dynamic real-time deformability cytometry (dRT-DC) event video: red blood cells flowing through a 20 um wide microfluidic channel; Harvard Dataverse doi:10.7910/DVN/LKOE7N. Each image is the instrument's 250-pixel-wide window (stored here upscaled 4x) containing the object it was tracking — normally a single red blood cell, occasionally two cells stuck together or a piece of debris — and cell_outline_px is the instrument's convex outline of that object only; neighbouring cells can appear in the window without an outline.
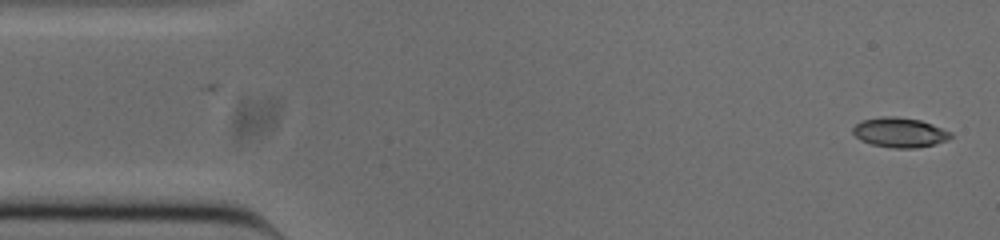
{"species": "common noctule bat (a hibernating species)", "species_latin": "Nyctalus noctula", "temperature_condition": "cold", "stored_images_in_passage": 49, "camera_frame_rate_fps": 3000, "um_per_image_px": 0.085, "animal": {"sex": "male", "body_mass_g": 20.0, "forearm_length_mm": 53.3}, "frame": {"image": 1, "passage_image": 1, "time_ms": 0.0, "image_size_px": [1000, 240], "cell_outline_px": [[952, 136], [948, 140], [936, 144], [916, 148], [892, 148], [872, 144], [860, 140], [852, 132], [852, 128], [860, 120], [880, 116], [896, 116], [920, 120], [932, 124], [952, 132]], "centroid_in_image_um": [76.47, 11.25], "position_along_channel_um": 8.5, "area_um2": 17.17}}
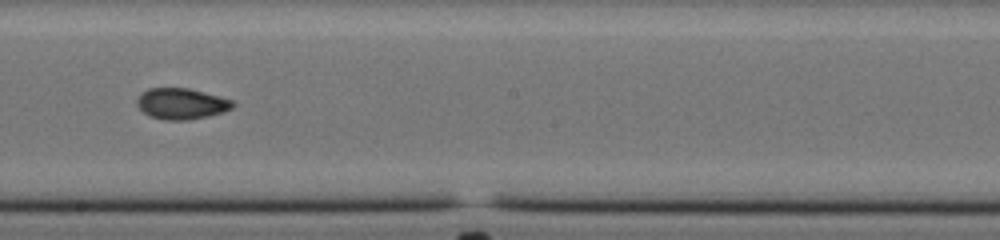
{"frame": {"image": 2, "passage_image": 27, "time_ms": 8.667, "image_size_px": [1000, 240], "cell_outline_px": [[236, 104], [232, 108], [224, 112], [208, 116], [188, 120], [164, 120], [148, 116], [136, 104], [136, 100], [140, 92], [148, 88], [188, 88], [204, 92], [232, 100]], "centroid_in_image_um": [15.4, 8.81], "position_along_channel_um": 232.8, "area_um2": 17.46}}
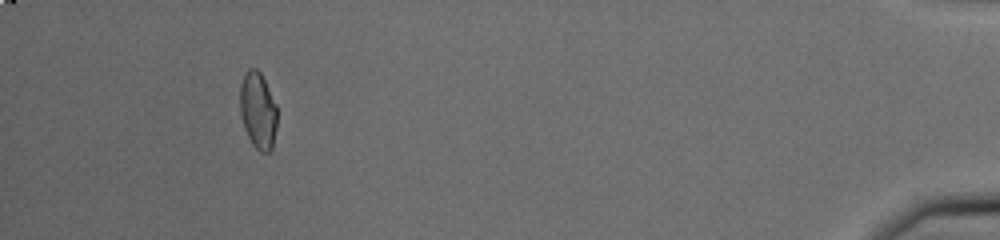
{"frame": {"image": 3, "passage_image": 47, "time_ms": 15.333, "image_size_px": [1000, 240], "cell_outline_px": [[276, 128], [272, 148], [268, 152], [260, 152], [252, 144], [244, 128], [240, 116], [240, 84], [248, 68], [256, 68], [260, 72], [276, 104]], "centroid_in_image_um": [21.91, 9.4], "position_along_channel_um": 413.3, "area_um2": 16.53}, "authors_computed_cell_mechanics": {"area_um2": 17.1666, "velocity_mm_per_s": 3.8611, "shape_relaxation_time_tau1_ms": null, "shape_relaxation_time_tau2_ms": 1.4884, "deformation_change_tau1": null, "deformation_change_tau2": 0.0563}}